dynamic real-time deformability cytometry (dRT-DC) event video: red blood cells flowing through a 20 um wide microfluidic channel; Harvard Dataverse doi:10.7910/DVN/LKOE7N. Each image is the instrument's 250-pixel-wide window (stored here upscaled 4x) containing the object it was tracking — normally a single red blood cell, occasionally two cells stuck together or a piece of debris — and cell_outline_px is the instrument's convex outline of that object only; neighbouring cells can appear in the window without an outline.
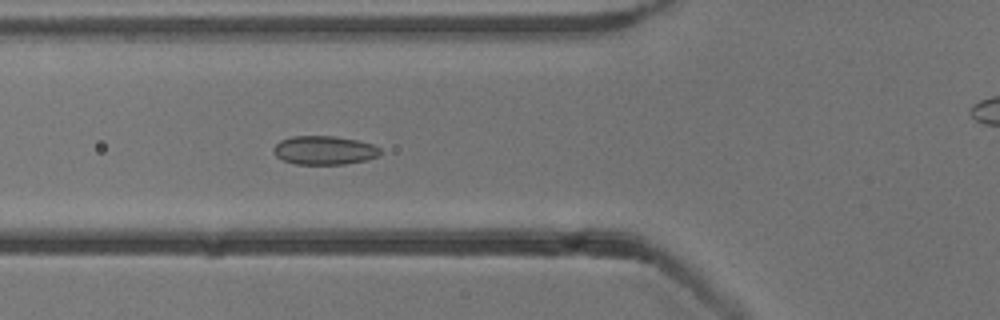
{"species": "common noctule bat (a hibernating species)", "species_latin": "Nyctalus noctula", "temperature_condition": "cold", "stored_images_in_passage": 54, "camera_frame_rate_fps": 3000, "um_per_image_px": 0.085, "animal": {"sex": "male", "body_mass_g": 13.3}, "frame": {"image": 1, "passage_image": 19, "time_ms": 6.0, "image_size_px": [1000, 320], "cell_outline_px": [[380, 152], [376, 156], [368, 160], [344, 164], [296, 164], [284, 160], [276, 156], [272, 152], [272, 148], [280, 140], [292, 136], [336, 136], [356, 140], [372, 144], [380, 148]], "centroid_in_image_um": [27.53, 12.77], "position_along_channel_um": 98.3, "area_um2": 17.86}}
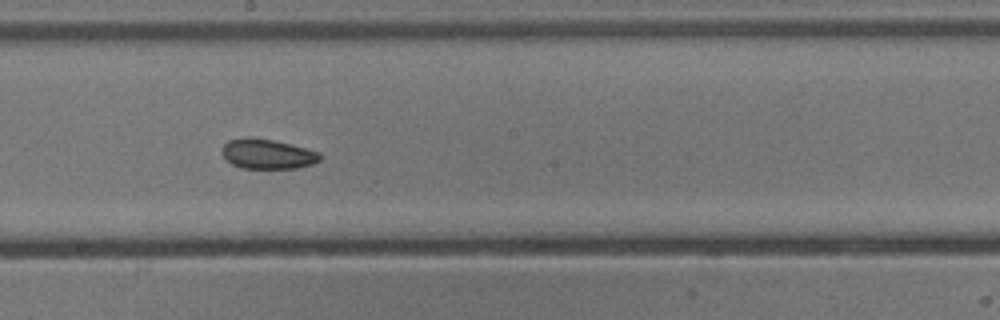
{"frame": {"image": 2, "passage_image": 29, "time_ms": 9.333, "image_size_px": [1000, 320], "cell_outline_px": [[320, 160], [312, 164], [296, 168], [244, 168], [232, 164], [220, 152], [224, 144], [228, 140], [244, 136], [248, 136], [272, 140], [320, 152]], "centroid_in_image_um": [22.69, 13.07], "position_along_channel_um": 225.5, "area_um2": 16.94}}
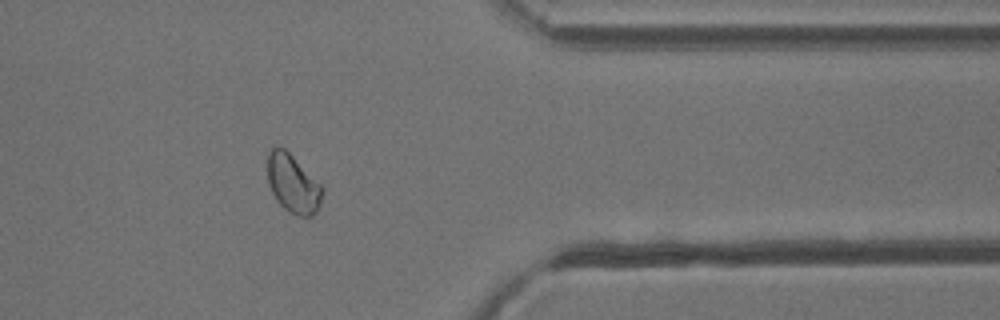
{"frame": {"image": 3, "passage_image": 43, "time_ms": 14.0, "image_size_px": [1000, 320], "cell_outline_px": [[324, 192], [320, 204], [316, 212], [312, 216], [300, 216], [284, 208], [276, 200], [268, 184], [268, 152], [272, 148], [284, 148], [324, 188]], "centroid_in_image_um": [24.91, 15.64], "position_along_channel_um": 386.5, "area_um2": 18.32}, "authors_computed_cell_mechanics": {"area_um2": 18.3515, "velocity_mm_per_s": 3.804, "shape_relaxation_time_tau1_ms": null, "shape_relaxation_time_tau2_ms": 2.1745, "deformation_change_tau1": null, "deformation_change_tau2": 0.058}}